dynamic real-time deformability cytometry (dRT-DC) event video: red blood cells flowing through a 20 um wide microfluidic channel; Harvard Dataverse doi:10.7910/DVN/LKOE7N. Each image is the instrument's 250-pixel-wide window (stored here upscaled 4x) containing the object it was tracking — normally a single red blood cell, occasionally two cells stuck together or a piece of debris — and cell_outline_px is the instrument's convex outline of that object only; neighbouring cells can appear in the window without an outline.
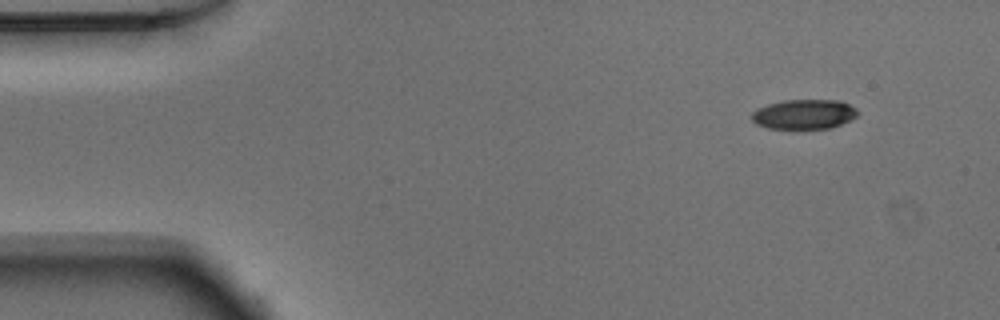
{"species": "Egyptian fruit bat (a non-hibernating species)", "species_latin": "Rousettus aegyptiacus", "temperature_condition": "warm", "stored_images_in_passage": 48, "camera_frame_rate_fps": 3000, "um_per_image_px": 0.085, "animal": {"sex": "male"}, "frame": {"image": 1, "passage_image": 1, "time_ms": 0.0, "image_size_px": [1000, 320], "cell_outline_px": [[860, 112], [856, 116], [840, 124], [828, 128], [792, 132], [768, 128], [756, 124], [752, 120], [752, 112], [756, 108], [768, 104], [784, 100], [836, 100], [848, 104], [856, 108]], "centroid_in_image_um": [68.29, 9.76], "position_along_channel_um": 16.7, "area_um2": 19.02}}
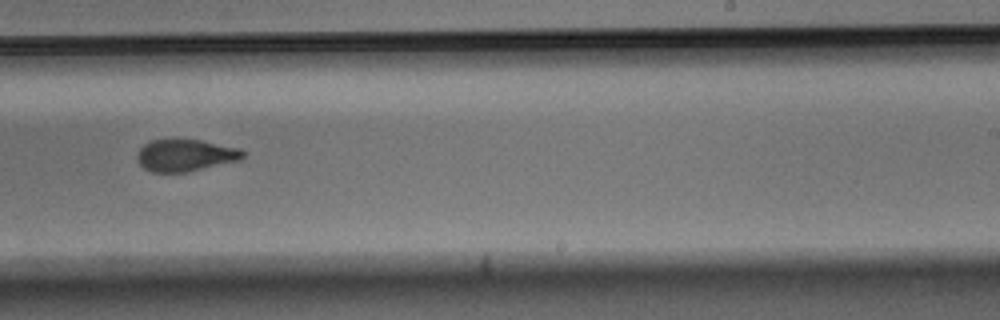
{"frame": {"image": 2, "passage_image": 28, "time_ms": 9.0, "image_size_px": [1000, 320], "cell_outline_px": [[244, 156], [240, 160], [188, 172], [152, 172], [144, 168], [136, 160], [136, 152], [144, 144], [152, 140], [200, 140], [240, 148], [244, 152]], "centroid_in_image_um": [15.74, 13.21], "position_along_channel_um": 273.3, "area_um2": 19.71}}
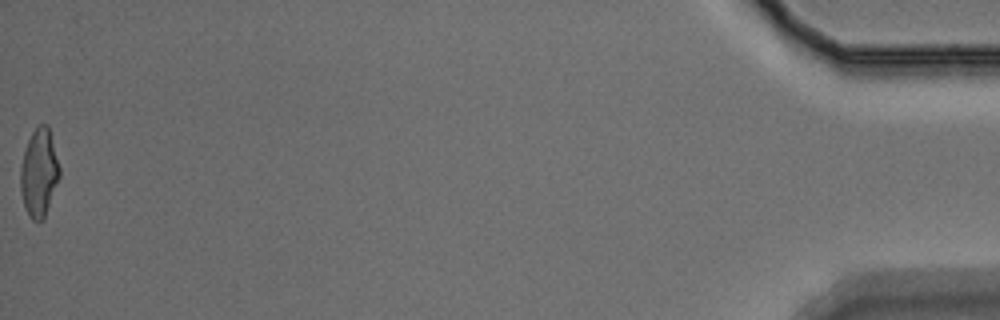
{"frame": {"image": 3, "passage_image": 48, "time_ms": 15.667, "image_size_px": [1000, 320], "cell_outline_px": [[60, 176], [44, 220], [32, 220], [24, 208], [20, 192], [20, 168], [24, 152], [28, 140], [32, 132], [40, 124], [48, 124], [60, 168]], "centroid_in_image_um": [3.32, 14.71], "position_along_channel_um": 431.9, "area_um2": 20.11}, "authors_computed_cell_mechanics": {"area_um2": 20.2878, "velocity_mm_per_s": 3.8894, "shape_relaxation_time_tau1_ms": 3.8048, "shape_relaxation_time_tau2_ms": 3.5623, "deformation_change_tau1": 0.1491, "deformation_change_tau2": 0.1047}}